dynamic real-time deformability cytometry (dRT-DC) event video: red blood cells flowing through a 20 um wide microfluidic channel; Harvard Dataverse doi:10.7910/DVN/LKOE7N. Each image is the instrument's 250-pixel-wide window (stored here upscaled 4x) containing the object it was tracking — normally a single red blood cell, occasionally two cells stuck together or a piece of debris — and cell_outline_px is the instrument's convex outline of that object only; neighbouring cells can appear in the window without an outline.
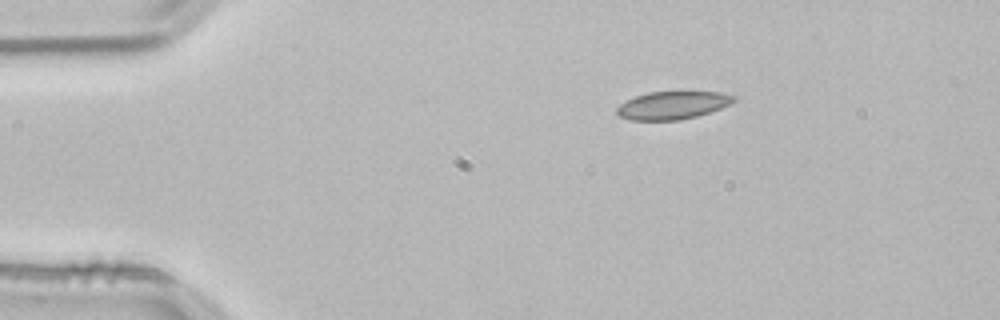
{"species": "common noctule bat (a hibernating species)", "species_latin": "Nyctalus noctula", "temperature_condition": "room temperature", "stored_images_in_passage": 45, "camera_frame_rate_fps": 3000, "um_per_image_px": 0.085, "animal": {"sex": "male", "body_mass_g": 21.5, "forearm_length_mm": 52.0}, "frame": {"image": 1, "passage_image": 1, "time_ms": 0.0, "image_size_px": [1000, 320], "cell_outline_px": [[736, 100], [720, 108], [696, 116], [680, 120], [628, 120], [620, 116], [616, 112], [616, 108], [620, 104], [636, 96], [648, 92], [680, 88], [720, 92], [736, 96]], "centroid_in_image_um": [57.19, 8.88], "position_along_channel_um": 27.8, "area_um2": 19.83}}
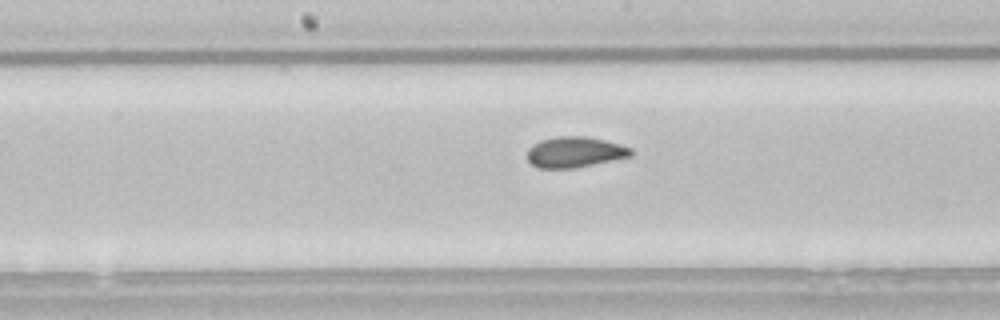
{"frame": {"image": 2, "passage_image": 19, "time_ms": 6.0, "image_size_px": [1000, 320], "cell_outline_px": [[636, 152], [632, 156], [576, 168], [536, 168], [528, 160], [528, 148], [532, 144], [540, 140], [556, 136], [584, 136], [604, 140], [620, 144], [632, 148]], "centroid_in_image_um": [48.88, 12.93], "position_along_channel_um": 199.3, "area_um2": 18.79}}
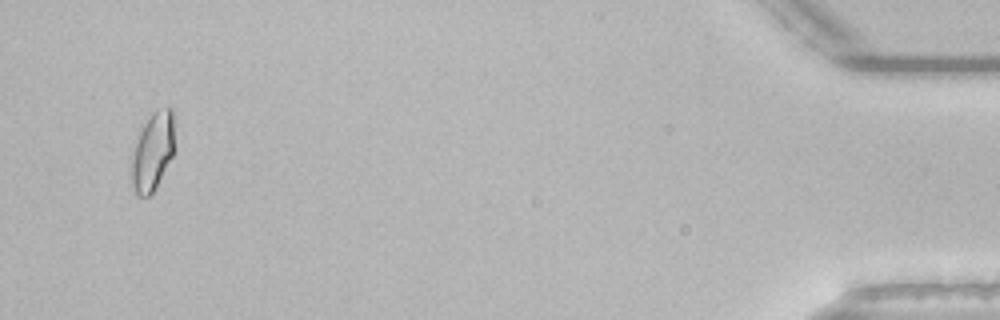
{"frame": {"image": 3, "passage_image": 43, "time_ms": 14.0, "image_size_px": [1000, 320], "cell_outline_px": [[172, 156], [156, 188], [148, 196], [136, 196], [132, 184], [132, 160], [136, 144], [140, 132], [144, 124], [152, 112], [168, 104], [172, 108]], "centroid_in_image_um": [12.97, 12.88], "position_along_channel_um": 422.2, "area_um2": 19.02}, "authors_computed_cell_mechanics": {"area_um2": 18.7272, "velocity_mm_per_s": 3.8365, "shape_relaxation_time_tau1_ms": 8.4201, "shape_relaxation_time_tau2_ms": 1.2127, "deformation_change_tau1": 0.1442, "deformation_change_tau2": 0.0387}}